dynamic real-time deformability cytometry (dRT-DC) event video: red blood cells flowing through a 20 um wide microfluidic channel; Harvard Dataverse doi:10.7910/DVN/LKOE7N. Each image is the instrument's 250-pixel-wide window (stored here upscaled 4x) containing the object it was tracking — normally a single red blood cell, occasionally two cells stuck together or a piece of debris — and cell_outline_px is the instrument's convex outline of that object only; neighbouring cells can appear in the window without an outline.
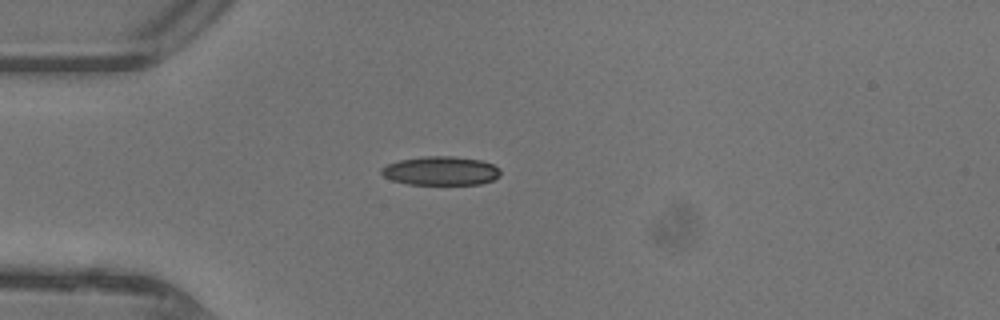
{"species": "common noctule bat (a hibernating species)", "species_latin": "Nyctalus noctula", "temperature_condition": "warm", "stored_images_in_passage": 35, "camera_frame_rate_fps": 3000, "um_per_image_px": 0.085, "animal": {"sex": "female"}, "frame": {"image": 1, "passage_image": 1, "time_ms": 0.0, "image_size_px": [1000, 320], "cell_outline_px": [[500, 176], [492, 180], [480, 184], [408, 184], [392, 180], [384, 176], [380, 172], [380, 168], [388, 164], [400, 160], [420, 156], [452, 156], [480, 160], [492, 164], [500, 168]], "centroid_in_image_um": [37.46, 14.51], "position_along_channel_um": 47.5, "area_um2": 20.0}}
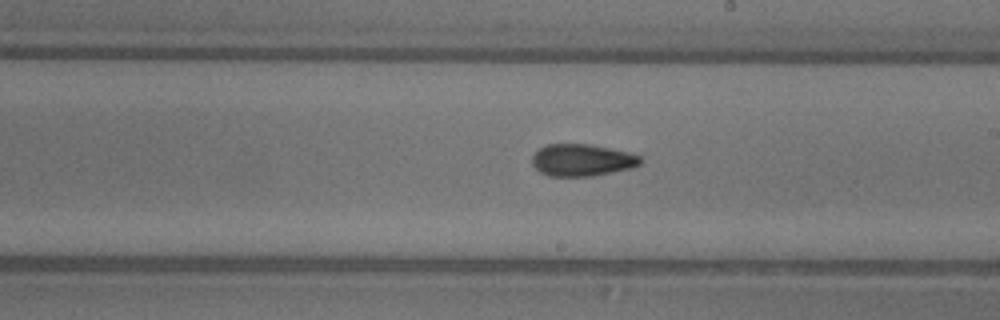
{"frame": {"image": 2, "passage_image": 15, "time_ms": 4.667, "image_size_px": [1000, 320], "cell_outline_px": [[640, 164], [632, 168], [592, 176], [548, 176], [540, 172], [532, 164], [532, 156], [540, 148], [548, 144], [588, 144], [628, 152], [640, 156]], "centroid_in_image_um": [49.45, 13.61], "position_along_channel_um": 239.6, "area_um2": 20.06}}
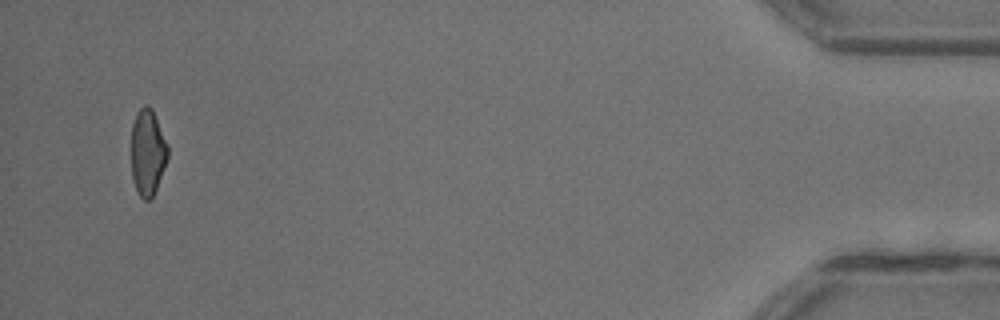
{"frame": {"image": 3, "passage_image": 33, "time_ms": 10.667, "image_size_px": [1000, 320], "cell_outline_px": [[168, 156], [164, 168], [152, 200], [144, 200], [140, 196], [132, 180], [132, 124], [136, 112], [144, 104], [148, 104], [152, 108], [168, 144]], "centroid_in_image_um": [12.55, 12.93], "position_along_channel_um": 422.6, "area_um2": 18.5}, "authors_computed_cell_mechanics": {"area_um2": 19.9988, "velocity_mm_per_s": 4.4693, "shape_relaxation_time_tau1_ms": 9.7604, "shape_relaxation_time_tau2_ms": 2.4228, "deformation_change_tau1": 0.231, "deformation_change_tau2": 0.0859}}